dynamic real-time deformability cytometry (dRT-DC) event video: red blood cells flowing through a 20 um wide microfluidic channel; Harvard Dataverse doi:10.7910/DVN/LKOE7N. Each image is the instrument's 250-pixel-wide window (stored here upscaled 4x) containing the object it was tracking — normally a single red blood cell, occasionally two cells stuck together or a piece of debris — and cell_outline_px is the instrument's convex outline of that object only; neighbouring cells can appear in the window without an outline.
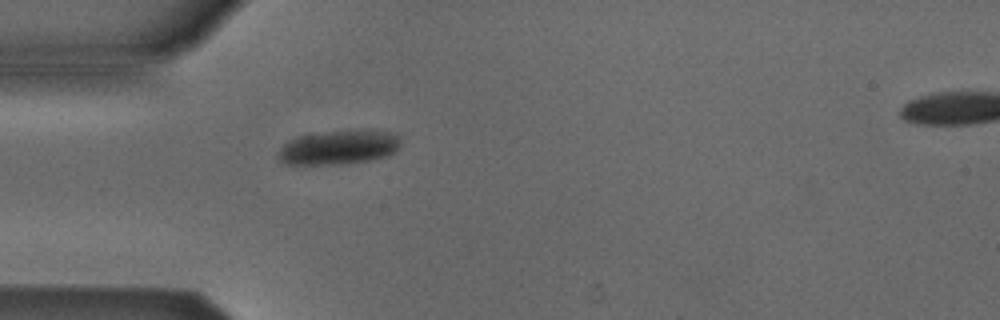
{"species": "Egyptian fruit bat (a non-hibernating species)", "species_latin": "Rousettus aegyptiacus", "temperature_condition": "cold", "stored_images_in_passage": 2, "segment_of_instrument_passage": [1, 2], "camera_frame_rate_fps": 3000, "um_per_image_px": 0.085, "animal": {"sex": "male"}, "frame": {"image": 1, "passage_image": 1, "time_ms": 0.0, "image_size_px": [1000, 320], "cell_outline_px": [[400, 148], [396, 152], [388, 156], [368, 160], [340, 164], [288, 164], [280, 160], [276, 156], [276, 152], [288, 140], [300, 136], [324, 132], [368, 128], [372, 128], [396, 132], [400, 136]], "centroid_in_image_um": [28.88, 12.49], "position_along_channel_um": 56.1, "area_um2": 25.09}}